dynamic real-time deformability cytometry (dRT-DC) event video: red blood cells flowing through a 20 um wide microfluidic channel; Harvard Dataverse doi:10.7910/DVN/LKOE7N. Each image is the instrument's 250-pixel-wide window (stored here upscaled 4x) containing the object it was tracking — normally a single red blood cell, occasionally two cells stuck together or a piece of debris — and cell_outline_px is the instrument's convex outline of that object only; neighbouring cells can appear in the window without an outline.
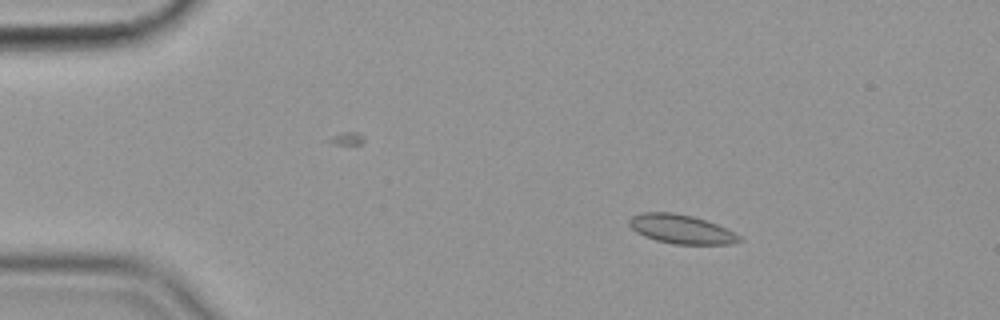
{"species": "common noctule bat (a hibernating species)", "species_latin": "Nyctalus noctula", "temperature_condition": "cold", "stored_images_in_passage": 49, "camera_frame_rate_fps": 3000, "um_per_image_px": 0.085, "animal": {"sex": "female", "body_mass_g": 19.9}, "frame": {"image": 1, "passage_image": 2, "time_ms": 0.333, "image_size_px": [1000, 320], "cell_outline_px": [[744, 240], [732, 244], [672, 244], [656, 240], [644, 236], [636, 232], [628, 224], [628, 220], [632, 216], [640, 212], [672, 212], [692, 216], [716, 224], [740, 236]], "centroid_in_image_um": [57.87, 19.48], "position_along_channel_um": 27.1, "area_um2": 18.55}}
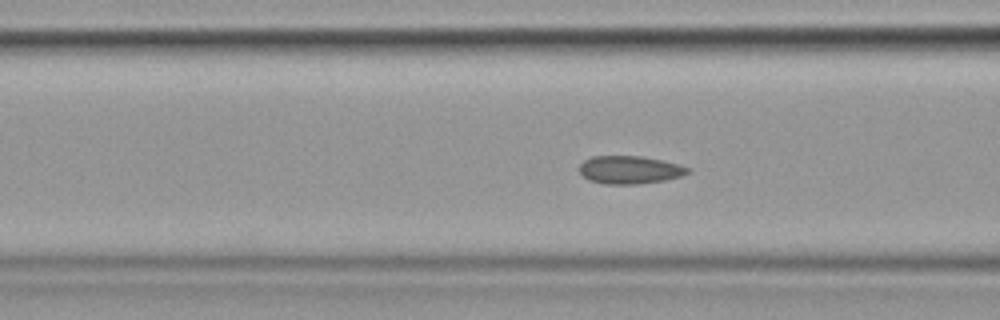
{"frame": {"image": 2, "passage_image": 15, "time_ms": 4.667, "image_size_px": [1000, 320], "cell_outline_px": [[692, 172], [680, 176], [664, 180], [636, 184], [604, 184], [588, 180], [580, 172], [580, 164], [584, 160], [592, 156], [640, 156], [680, 164], [692, 168]], "centroid_in_image_um": [53.55, 14.43], "position_along_channel_um": 113.1, "area_um2": 17.69}}
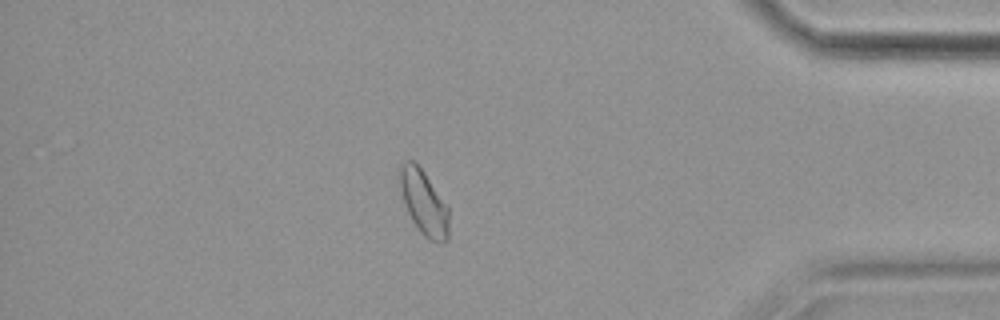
{"frame": {"image": 3, "passage_image": 42, "time_ms": 13.667, "image_size_px": [1000, 320], "cell_outline_px": [[448, 240], [440, 244], [428, 240], [420, 232], [412, 220], [404, 204], [400, 188], [396, 168], [408, 160], [412, 160], [424, 172], [448, 204]], "centroid_in_image_um": [36.01, 17.21], "position_along_channel_um": 399.2, "area_um2": 18.9}}